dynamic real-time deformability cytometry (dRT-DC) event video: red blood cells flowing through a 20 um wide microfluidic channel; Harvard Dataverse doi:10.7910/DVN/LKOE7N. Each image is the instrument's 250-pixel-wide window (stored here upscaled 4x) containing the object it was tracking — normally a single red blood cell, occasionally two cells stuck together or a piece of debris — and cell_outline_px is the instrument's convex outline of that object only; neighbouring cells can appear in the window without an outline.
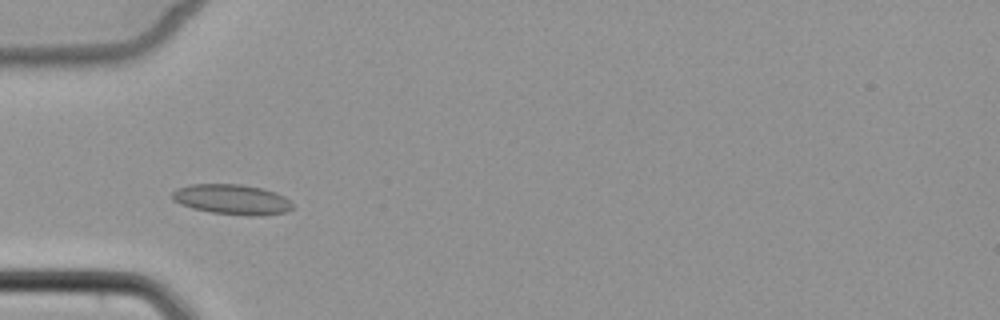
{"species": "common noctule bat (a hibernating species)", "species_latin": "Nyctalus noctula", "temperature_condition": "cold", "stored_images_in_passage": 6, "camera_frame_rate_fps": 3000, "um_per_image_px": 0.085, "animal": {"sex": "female", "body_mass_g": 22.7, "forearm_length_mm": 54.2}, "frame": {"image": 1, "passage_image": 4, "time_ms": 3.333, "image_size_px": [1000, 320], "cell_outline_px": [[292, 208], [288, 212], [260, 216], [248, 216], [212, 212], [192, 208], [180, 204], [172, 200], [172, 192], [176, 188], [192, 184], [244, 184], [264, 188], [276, 192], [284, 196], [292, 204]], "centroid_in_image_um": [19.73, 16.95], "position_along_channel_um": 65.3, "area_um2": 21.39}}
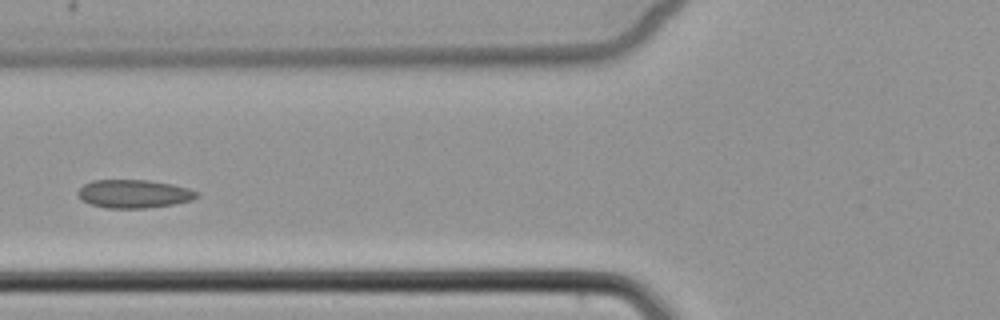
{"frame": {"image": 2, "passage_image": 5, "time_ms": 4.667, "image_size_px": [1000, 320], "cell_outline_px": [[200, 196], [192, 200], [176, 204], [144, 208], [104, 208], [92, 204], [84, 200], [76, 192], [84, 184], [92, 180], [148, 180], [172, 184], [188, 188], [200, 192]], "centroid_in_image_um": [11.44, 16.47], "position_along_channel_um": 114.4, "area_um2": 19.65}}
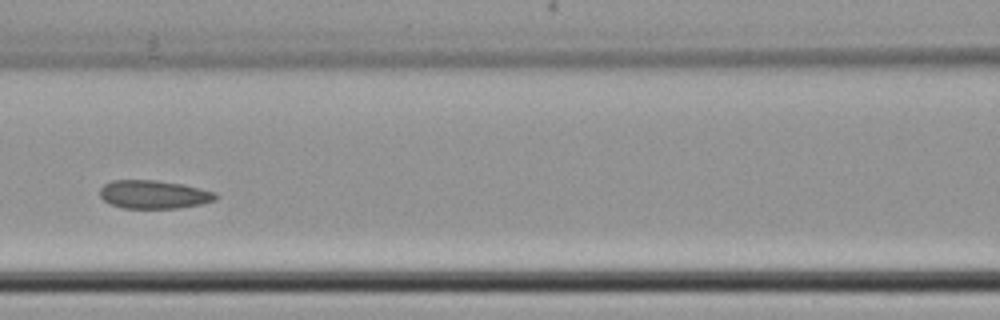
{"frame": {"image": 3, "passage_image": 6, "time_ms": 5.667, "image_size_px": [1000, 320], "cell_outline_px": [[216, 200], [200, 204], [176, 208], [124, 208], [108, 204], [100, 196], [100, 188], [104, 184], [112, 180], [156, 180], [184, 184], [216, 192]], "centroid_in_image_um": [13.05, 16.52], "position_along_channel_um": 153.5, "area_um2": 19.19}}